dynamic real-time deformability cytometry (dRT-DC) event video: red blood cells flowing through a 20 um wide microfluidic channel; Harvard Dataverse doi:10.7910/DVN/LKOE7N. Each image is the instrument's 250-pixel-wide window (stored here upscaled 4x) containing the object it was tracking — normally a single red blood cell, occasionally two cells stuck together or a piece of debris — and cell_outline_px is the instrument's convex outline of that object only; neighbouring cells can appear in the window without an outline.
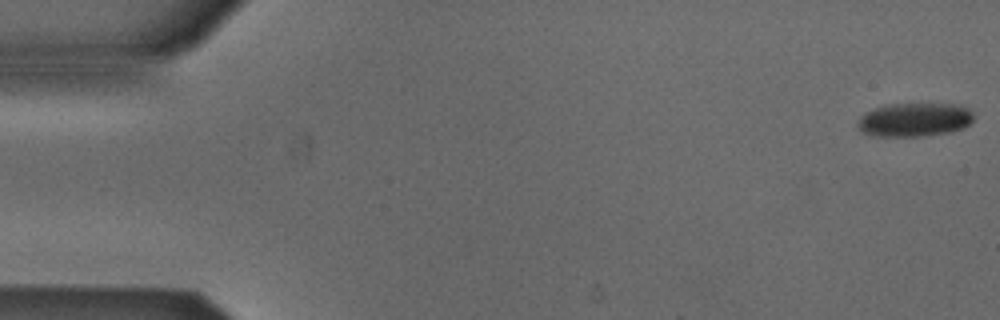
{"species": "Egyptian fruit bat (a non-hibernating species)", "species_latin": "Rousettus aegyptiacus", "temperature_condition": "cold", "stored_images_in_passage": 53, "camera_frame_rate_fps": 3000, "um_per_image_px": 0.085, "animal": {"sex": "male"}, "frame": {"image": 1, "passage_image": 1, "time_ms": 0.0, "image_size_px": [1000, 320], "cell_outline_px": [[972, 120], [964, 128], [952, 132], [920, 136], [872, 136], [860, 132], [856, 124], [860, 116], [864, 112], [884, 104], [960, 104], [968, 108], [972, 112]], "centroid_in_image_um": [77.68, 10.17], "position_along_channel_um": 7.3, "area_um2": 23.12}}
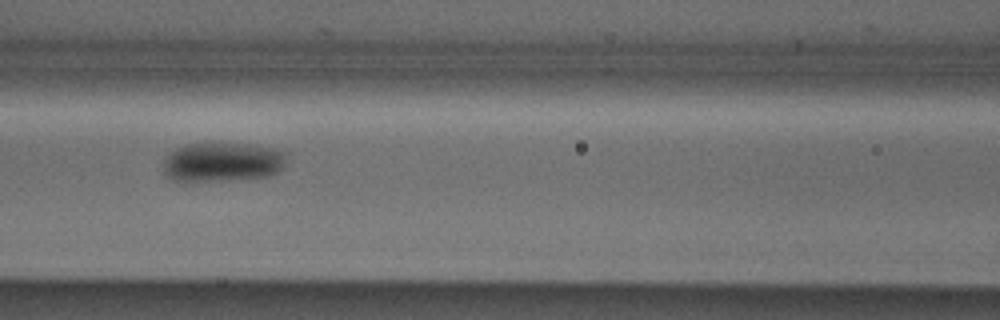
{"frame": {"image": 2, "passage_image": 23, "time_ms": 7.333, "image_size_px": [1000, 320], "cell_outline_px": [[288, 152], [284, 164], [276, 172], [264, 176], [208, 180], [176, 180], [168, 176], [164, 172], [164, 156], [168, 152], [184, 144], [208, 140], [220, 140], [256, 144], [276, 148]], "centroid_in_image_um": [18.89, 13.66], "position_along_channel_um": 147.7, "area_um2": 28.96}}
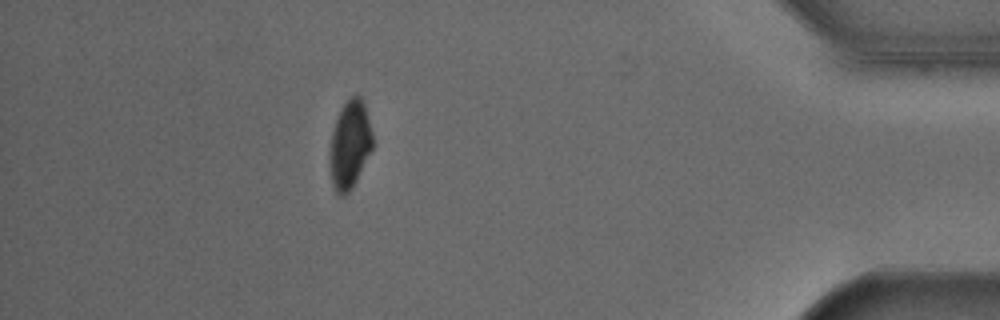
{"frame": {"image": 3, "passage_image": 47, "time_ms": 15.333, "image_size_px": [1000, 320], "cell_outline_px": [[372, 148], [356, 180], [348, 192], [344, 196], [340, 196], [336, 192], [332, 184], [332, 132], [340, 108], [356, 92], [364, 100], [372, 132]], "centroid_in_image_um": [29.77, 12.22], "position_along_channel_um": 405.4, "area_um2": 21.27}, "authors_computed_cell_mechanics": {"area_um2": 24.9118, "velocity_mm_per_s": 3.8708, "shape_relaxation_time_tau1_ms": 5.6182, "shape_relaxation_time_tau2_ms": null, "deformation_change_tau1": 0.1107, "deformation_change_tau2": null}}